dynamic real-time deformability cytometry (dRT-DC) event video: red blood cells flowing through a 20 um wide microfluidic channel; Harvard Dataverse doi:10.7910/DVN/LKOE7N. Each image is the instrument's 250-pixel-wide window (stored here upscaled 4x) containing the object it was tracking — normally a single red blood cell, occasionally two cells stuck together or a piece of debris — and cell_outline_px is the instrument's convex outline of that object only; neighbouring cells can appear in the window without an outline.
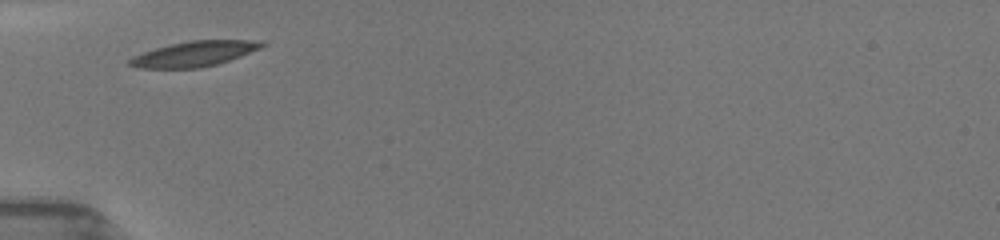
{"species": "common noctule bat (a hibernating species)", "species_latin": "Nyctalus noctula", "temperature_condition": "room temperature", "stored_images_in_passage": 12, "camera_frame_rate_fps": 3000, "um_per_image_px": 0.085, "animal": {"sex": "female", "body_mass_g": 19.5, "forearm_length_mm": 54.1}, "frame": {"image": 1, "passage_image": 1, "time_ms": 0.0, "image_size_px": [1000, 240], "cell_outline_px": [[268, 44], [260, 48], [240, 56], [216, 64], [200, 68], [136, 68], [128, 64], [128, 60], [132, 56], [156, 48], [172, 44], [192, 40], [264, 40]], "centroid_in_image_um": [16.53, 4.57], "position_along_channel_um": 68.5, "area_um2": 19.36}}
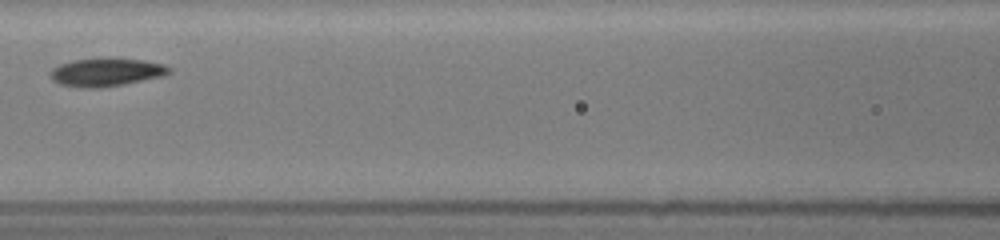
{"frame": {"image": 2, "passage_image": 7, "time_ms": 2.333, "image_size_px": [1000, 240], "cell_outline_px": [[172, 72], [160, 76], [124, 84], [104, 88], [80, 88], [60, 84], [52, 80], [48, 76], [52, 68], [60, 64], [72, 60], [144, 60], [164, 64], [172, 68]], "centroid_in_image_um": [8.99, 6.17], "position_along_channel_um": 157.6, "area_um2": 19.07}}
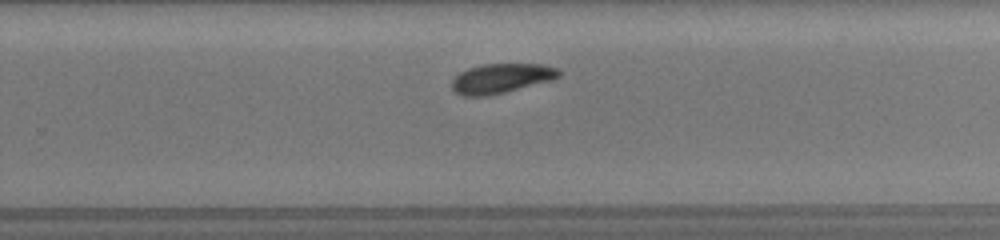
{"frame": {"image": 3, "passage_image": 12, "time_ms": 5.667, "image_size_px": [1000, 240], "cell_outline_px": [[560, 76], [548, 80], [504, 92], [488, 96], [460, 96], [452, 88], [452, 80], [460, 72], [468, 68], [484, 64], [544, 64], [556, 68], [560, 72]], "centroid_in_image_um": [42.55, 6.65], "position_along_channel_um": 287.3, "area_um2": 18.15}}